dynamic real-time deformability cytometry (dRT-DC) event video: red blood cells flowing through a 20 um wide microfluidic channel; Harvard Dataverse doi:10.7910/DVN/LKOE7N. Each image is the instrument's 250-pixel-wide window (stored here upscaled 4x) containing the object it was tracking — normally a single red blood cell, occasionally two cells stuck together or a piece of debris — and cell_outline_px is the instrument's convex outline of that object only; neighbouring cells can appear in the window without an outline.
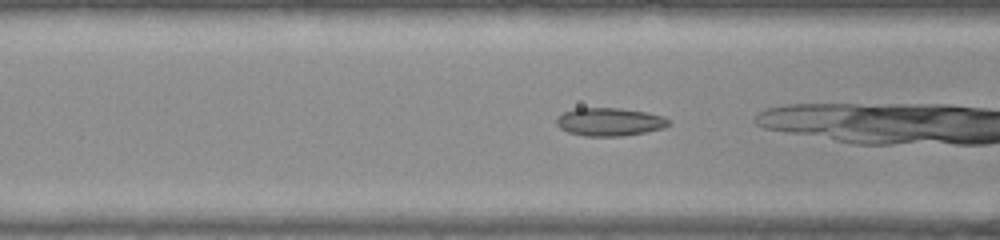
{"species": "common noctule bat (a hibernating species)", "species_latin": "Nyctalus noctula", "temperature_condition": "warm", "stored_images_in_passage": 21, "camera_frame_rate_fps": 3000, "um_per_image_px": 0.085, "animal": {"sex": "female", "body_mass_g": 22.0, "forearm_length_mm": 56.7}, "frame": {"image": 1, "passage_image": 16, "time_ms": 5.0, "image_size_px": [1000, 240], "cell_outline_px": [[668, 124], [664, 128], [644, 132], [620, 136], [584, 136], [568, 132], [560, 128], [556, 124], [556, 120], [564, 112], [576, 108], [620, 108], [648, 112], [664, 116], [668, 120]], "centroid_in_image_um": [51.81, 10.35], "position_along_channel_um": 114.8, "area_um2": 18.26}}